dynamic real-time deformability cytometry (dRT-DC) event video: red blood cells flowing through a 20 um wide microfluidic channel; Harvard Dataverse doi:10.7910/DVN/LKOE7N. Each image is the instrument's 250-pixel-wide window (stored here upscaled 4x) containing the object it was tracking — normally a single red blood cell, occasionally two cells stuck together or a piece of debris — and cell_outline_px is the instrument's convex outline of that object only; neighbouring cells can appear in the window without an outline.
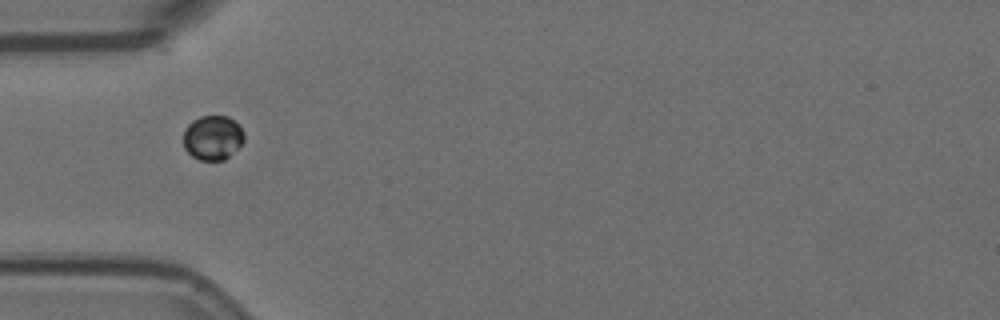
{"species": "Egyptian fruit bat (a non-hibernating species)", "species_latin": "Rousettus aegyptiacus", "temperature_condition": "room temperature", "stored_images_in_passage": 5, "camera_frame_rate_fps": 3000, "um_per_image_px": 0.085, "animal": {"sex": "female"}, "frame": {"image": 1, "passage_image": 1, "time_ms": 0.0, "image_size_px": [1000, 320], "cell_outline_px": [[244, 140], [224, 160], [200, 160], [192, 156], [184, 148], [184, 128], [192, 120], [200, 116], [228, 116], [240, 124], [244, 132]], "centroid_in_image_um": [18.07, 11.68], "position_along_channel_um": 66.9, "area_um2": 15.78}}
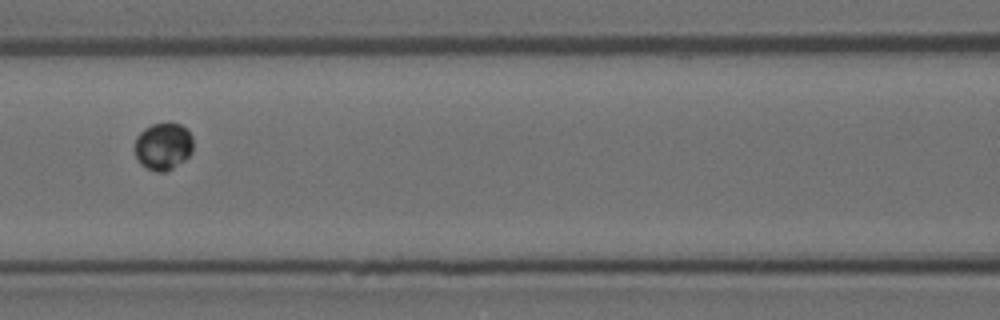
{"frame": {"image": 2, "passage_image": 3, "time_ms": 0.667, "image_size_px": [1000, 320], "cell_outline_px": [[192, 152], [184, 160], [172, 168], [164, 172], [156, 172], [140, 164], [136, 156], [136, 136], [144, 128], [152, 124], [180, 124], [192, 136]], "centroid_in_image_um": [13.86, 12.45], "position_along_channel_um": 152.7, "area_um2": 15.78}}
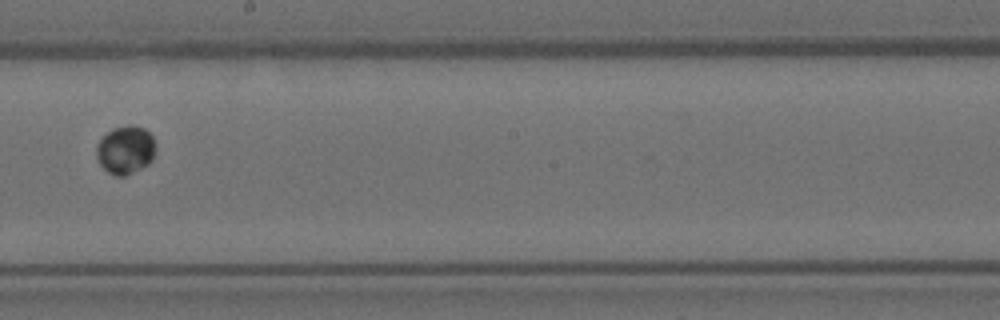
{"frame": {"image": 3, "passage_image": 5, "time_ms": 1.333, "image_size_px": [1000, 320], "cell_outline_px": [[156, 148], [152, 160], [148, 164], [124, 176], [116, 176], [108, 172], [100, 164], [96, 156], [96, 144], [108, 132], [116, 128], [128, 124], [144, 128], [152, 136], [156, 144]], "centroid_in_image_um": [10.67, 12.74], "position_along_channel_um": 237.5, "area_um2": 16.53}}